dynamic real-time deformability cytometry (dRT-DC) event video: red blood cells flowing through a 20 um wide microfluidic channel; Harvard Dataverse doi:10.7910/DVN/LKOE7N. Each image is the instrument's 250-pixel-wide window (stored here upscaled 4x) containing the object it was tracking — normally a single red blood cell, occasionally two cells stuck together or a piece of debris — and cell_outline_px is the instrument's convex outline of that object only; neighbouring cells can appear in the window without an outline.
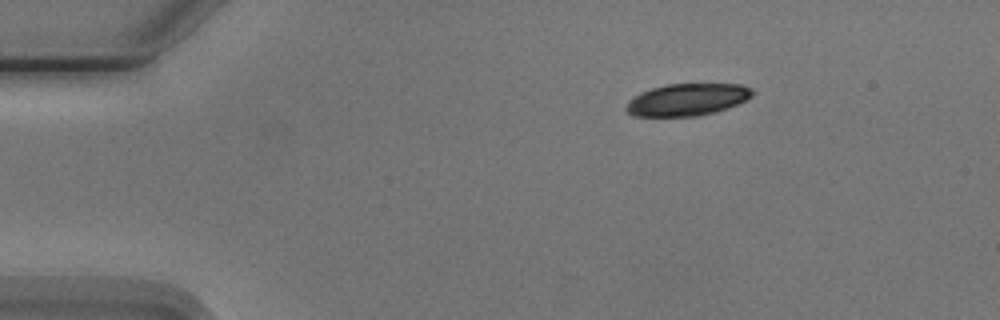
{"species": "Egyptian fruit bat (a non-hibernating species)", "species_latin": "Rousettus aegyptiacus", "temperature_condition": "cold", "stored_images_in_passage": 3, "camera_frame_rate_fps": 3000, "um_per_image_px": 0.085, "animal": {"sex": "male"}, "frame": {"image": 1, "passage_image": 1, "time_ms": 0.0, "image_size_px": [1000, 320], "cell_outline_px": [[756, 92], [752, 96], [728, 108], [716, 112], [700, 116], [632, 116], [624, 108], [628, 100], [640, 92], [652, 88], [668, 84], [740, 84], [752, 88]], "centroid_in_image_um": [58.41, 8.47], "position_along_channel_um": 26.6, "area_um2": 23.76}}